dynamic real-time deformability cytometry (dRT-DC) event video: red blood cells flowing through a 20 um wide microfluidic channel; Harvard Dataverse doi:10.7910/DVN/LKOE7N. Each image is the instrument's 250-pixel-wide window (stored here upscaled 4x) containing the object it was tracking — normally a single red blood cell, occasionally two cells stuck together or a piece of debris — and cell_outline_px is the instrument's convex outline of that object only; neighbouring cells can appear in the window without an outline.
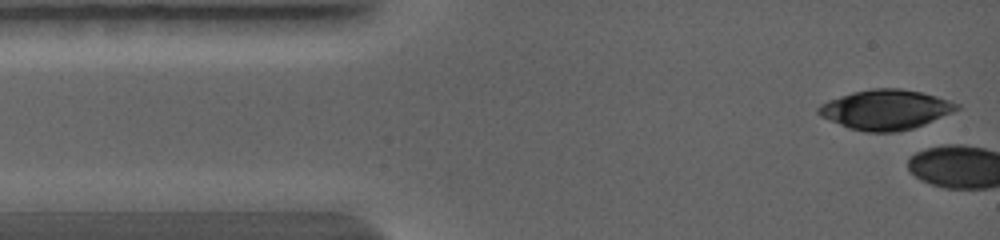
{"species": "common noctule bat (a hibernating species)", "species_latin": "Nyctalus noctula", "temperature_condition": "warm", "stored_images_in_passage": 3, "camera_frame_rate_fps": 5000, "um_per_image_px": 0.085, "animal": {"sex": "female", "body_mass_g": 19.0, "forearm_length_mm": 56.7}, "frame": {"image": 1, "passage_image": 1, "time_ms": 0.0, "image_size_px": [1000, 240], "cell_outline_px": [[960, 108], [952, 112], [924, 124], [912, 128], [896, 132], [864, 132], [848, 128], [828, 120], [820, 116], [816, 112], [816, 108], [820, 104], [828, 100], [852, 92], [872, 88], [900, 88], [920, 92], [936, 96], [960, 104]], "centroid_in_image_um": [75.23, 9.32], "position_along_channel_um": 9.8, "area_um2": 32.14}}